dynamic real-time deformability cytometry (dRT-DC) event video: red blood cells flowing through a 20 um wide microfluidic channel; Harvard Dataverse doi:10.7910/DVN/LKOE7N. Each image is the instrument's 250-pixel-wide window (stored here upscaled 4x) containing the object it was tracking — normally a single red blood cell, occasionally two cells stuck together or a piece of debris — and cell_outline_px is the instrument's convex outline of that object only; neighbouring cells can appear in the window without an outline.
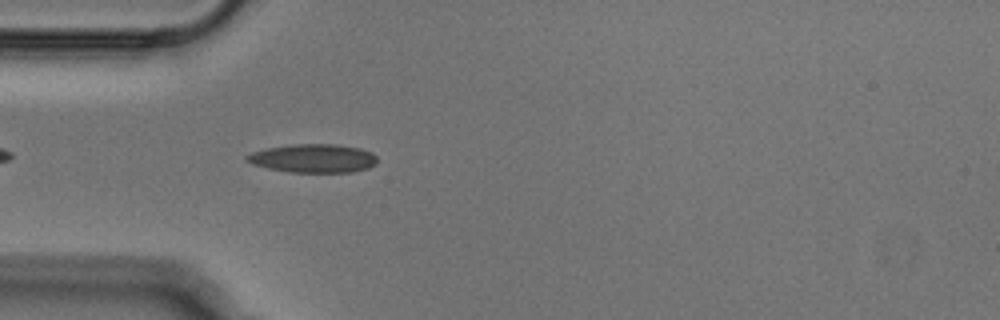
{"species": "Egyptian fruit bat (a non-hibernating species)", "species_latin": "Rousettus aegyptiacus", "temperature_condition": "cold", "stored_images_in_passage": 37, "camera_frame_rate_fps": 3000, "um_per_image_px": 0.085, "animal": {"sex": "male"}, "frame": {"image": 1, "passage_image": 4, "time_ms": 1.0, "image_size_px": [1000, 320], "cell_outline_px": [[376, 164], [368, 168], [352, 172], [288, 172], [268, 168], [252, 164], [244, 160], [244, 156], [252, 152], [268, 148], [292, 144], [336, 144], [360, 148], [372, 152], [376, 156]], "centroid_in_image_um": [26.62, 13.46], "position_along_channel_um": 58.4, "area_um2": 21.79}}
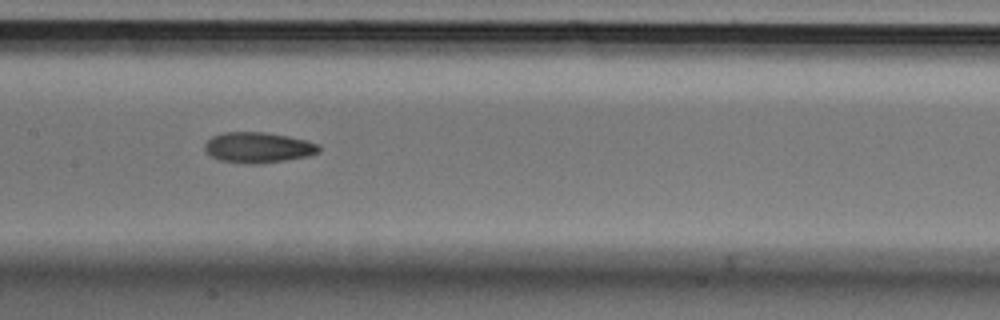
{"frame": {"image": 2, "passage_image": 14, "time_ms": 4.333, "image_size_px": [1000, 320], "cell_outline_px": [[320, 152], [308, 156], [260, 164], [248, 164], [220, 160], [212, 156], [204, 148], [204, 144], [212, 136], [224, 132], [264, 132], [288, 136], [320, 144]], "centroid_in_image_um": [21.95, 12.54], "position_along_channel_um": 185.4, "area_um2": 20.29}}
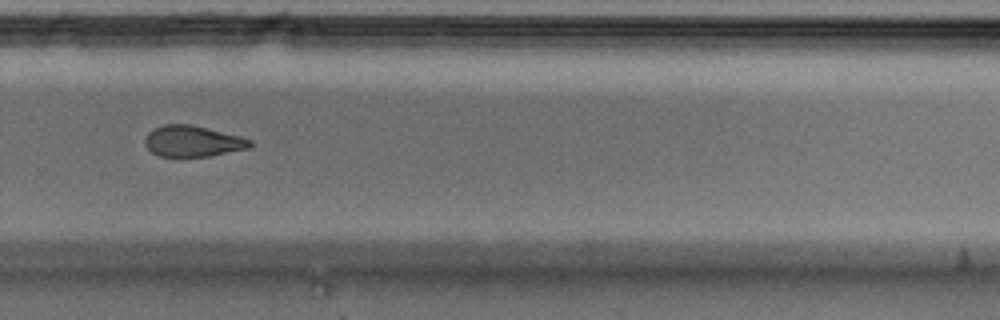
{"frame": {"image": 3, "passage_image": 24, "time_ms": 7.667, "image_size_px": [1000, 320], "cell_outline_px": [[252, 144], [248, 148], [208, 156], [160, 156], [152, 152], [144, 144], [144, 140], [148, 132], [152, 128], [164, 124], [188, 124], [240, 136], [252, 140]], "centroid_in_image_um": [16.33, 11.99], "position_along_channel_um": 313.5, "area_um2": 18.79}}